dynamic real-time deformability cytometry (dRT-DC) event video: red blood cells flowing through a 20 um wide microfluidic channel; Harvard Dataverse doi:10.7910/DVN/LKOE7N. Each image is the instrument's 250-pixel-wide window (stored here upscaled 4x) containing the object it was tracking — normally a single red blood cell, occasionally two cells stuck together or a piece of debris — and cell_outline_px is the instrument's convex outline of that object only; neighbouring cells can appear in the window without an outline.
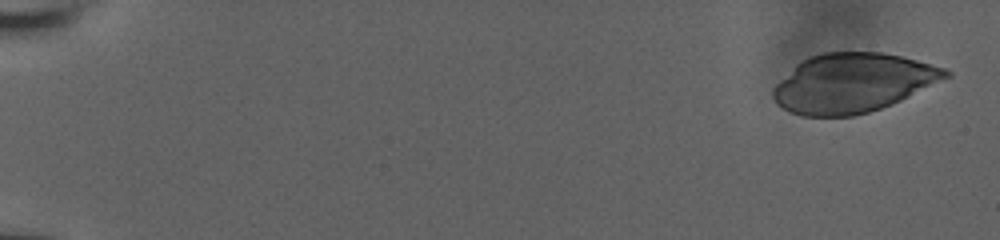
{"species": "human", "species_latin": "Homo sapiens", "temperature_condition": "room temperature", "stored_images_in_passage": 12, "camera_frame_rate_fps": 3000, "um_per_image_px": 0.085, "donor": {"sex": "male"}, "frame": {"image": 1, "passage_image": 1, "time_ms": 0.0, "image_size_px": [1000, 240], "cell_outline_px": [[952, 76], [892, 104], [868, 112], [852, 116], [804, 116], [792, 112], [776, 104], [772, 96], [772, 88], [796, 64], [812, 56], [824, 52], [880, 52], [900, 56], [916, 60], [944, 68], [952, 72]], "centroid_in_image_um": [72.49, 7.05], "position_along_channel_um": 12.5, "area_um2": 59.07}}